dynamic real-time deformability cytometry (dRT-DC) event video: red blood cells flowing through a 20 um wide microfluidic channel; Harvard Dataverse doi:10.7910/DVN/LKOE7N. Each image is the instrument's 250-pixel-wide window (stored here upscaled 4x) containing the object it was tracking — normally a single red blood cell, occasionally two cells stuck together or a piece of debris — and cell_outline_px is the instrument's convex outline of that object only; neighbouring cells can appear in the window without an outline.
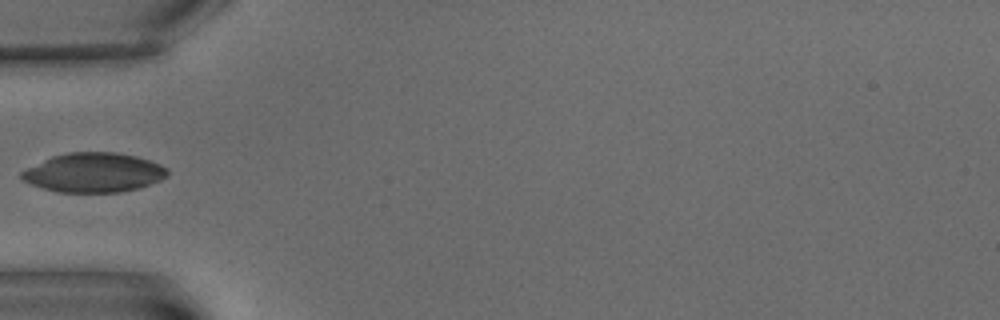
{"species": "common noctule bat (a hibernating species)", "species_latin": "Nyctalus noctula", "temperature_condition": "warm", "stored_images_in_passage": 6, "camera_frame_rate_fps": 3000, "um_per_image_px": 0.085, "animal": {"sex": "male", "body_mass_g": 15.6}, "frame": {"image": 1, "passage_image": 6, "time_ms": 6.333, "image_size_px": [1000, 320], "cell_outline_px": [[168, 172], [160, 180], [140, 188], [120, 192], [56, 192], [20, 180], [20, 172], [52, 156], [68, 152], [116, 152], [136, 156], [160, 164], [168, 168]], "centroid_in_image_um": [7.96, 14.67], "position_along_channel_um": 77.0, "area_um2": 33.35}}